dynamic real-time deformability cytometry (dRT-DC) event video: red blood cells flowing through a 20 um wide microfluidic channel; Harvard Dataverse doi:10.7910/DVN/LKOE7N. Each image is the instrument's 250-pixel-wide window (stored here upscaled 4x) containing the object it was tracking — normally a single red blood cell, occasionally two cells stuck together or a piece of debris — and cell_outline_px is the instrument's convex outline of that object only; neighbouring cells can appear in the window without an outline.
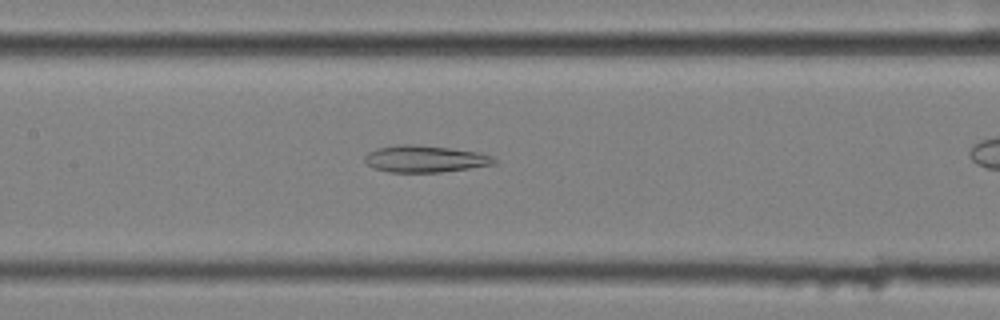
{"species": "common noctule bat (a hibernating species)", "species_latin": "Nyctalus noctula", "temperature_condition": "cold", "stored_images_in_passage": 35, "camera_frame_rate_fps": 3000, "um_per_image_px": 0.085, "animal": {"sex": "female", "body_mass_g": 25.1}, "frame": {"image": 1, "passage_image": 16, "time_ms": 5.0, "image_size_px": [1000, 320], "cell_outline_px": [[496, 164], [440, 172], [388, 172], [372, 168], [364, 160], [364, 156], [368, 152], [376, 148], [404, 144], [416, 144], [480, 152], [492, 156], [496, 160]], "centroid_in_image_um": [36.1, 13.5], "position_along_channel_um": 171.3, "area_um2": 20.23}}
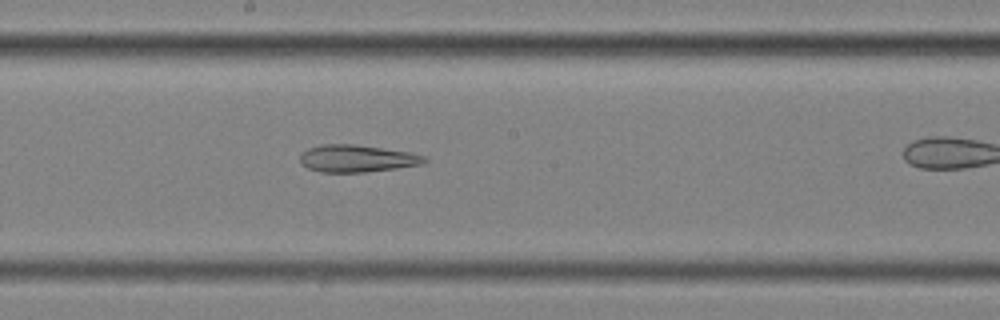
{"frame": {"image": 2, "passage_image": 20, "time_ms": 6.333, "image_size_px": [1000, 320], "cell_outline_px": [[428, 160], [420, 164], [396, 168], [364, 172], [320, 172], [308, 168], [300, 164], [300, 156], [308, 148], [320, 144], [356, 144], [408, 152], [424, 156]], "centroid_in_image_um": [30.29, 13.47], "position_along_channel_um": 217.9, "area_um2": 19.59}}